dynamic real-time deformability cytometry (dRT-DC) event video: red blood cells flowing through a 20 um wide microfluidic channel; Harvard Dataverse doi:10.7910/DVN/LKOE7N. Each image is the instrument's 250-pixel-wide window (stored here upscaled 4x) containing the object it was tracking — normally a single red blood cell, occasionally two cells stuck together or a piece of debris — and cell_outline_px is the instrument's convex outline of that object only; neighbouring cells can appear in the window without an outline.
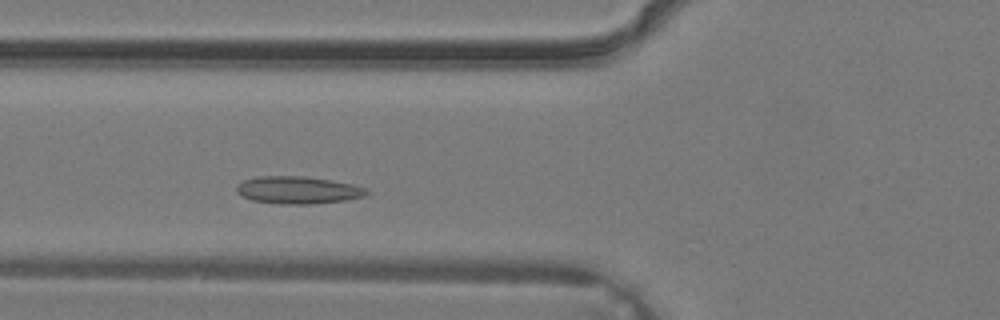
{"species": "common noctule bat (a hibernating species)", "species_latin": "Nyctalus noctula", "temperature_condition": "warm", "stored_images_in_passage": 31, "camera_frame_rate_fps": 3000, "um_per_image_px": 0.085, "animal": {"sex": "male", "body_mass_g": 19.2, "forearm_length_mm": 51.8}, "frame": {"image": 1, "passage_image": 7, "time_ms": 2.0, "image_size_px": [1000, 320], "cell_outline_px": [[368, 192], [364, 196], [344, 200], [312, 204], [280, 204], [252, 200], [236, 192], [236, 184], [244, 180], [256, 176], [300, 176], [332, 180], [352, 184], [368, 188]], "centroid_in_image_um": [25.31, 16.15], "position_along_channel_um": 100.5, "area_um2": 20.75}}
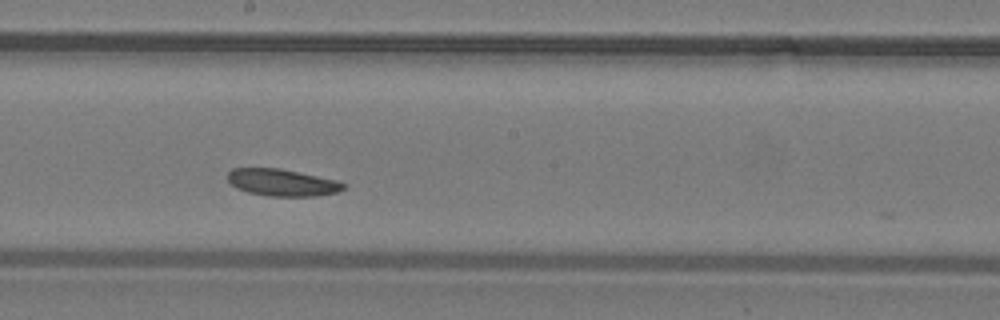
{"frame": {"image": 2, "passage_image": 14, "time_ms": 4.333, "image_size_px": [1000, 320], "cell_outline_px": [[348, 184], [344, 188], [336, 192], [316, 196], [268, 196], [248, 192], [236, 188], [228, 180], [228, 172], [232, 168], [280, 168], [336, 180]], "centroid_in_image_um": [23.98, 15.51], "position_along_channel_um": 224.2, "area_um2": 18.15}}
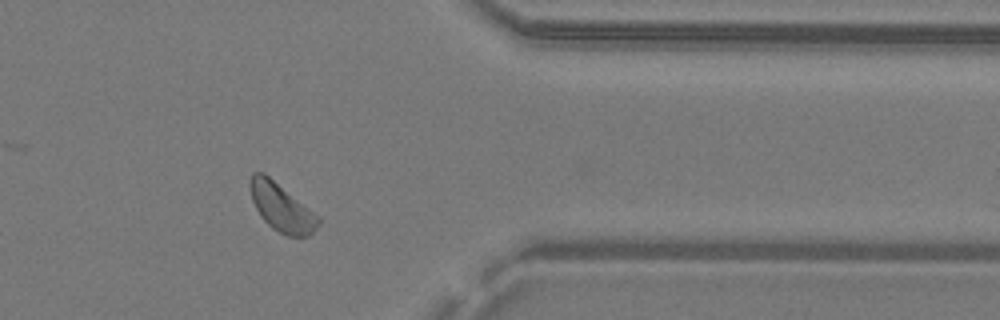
{"frame": {"image": 3, "passage_image": 24, "time_ms": 7.667, "image_size_px": [1000, 320], "cell_outline_px": [[320, 224], [308, 236], [288, 236], [272, 228], [260, 216], [252, 200], [252, 172], [264, 172], [320, 216]], "centroid_in_image_um": [23.98, 17.65], "position_along_channel_um": 387.4, "area_um2": 18.73}}